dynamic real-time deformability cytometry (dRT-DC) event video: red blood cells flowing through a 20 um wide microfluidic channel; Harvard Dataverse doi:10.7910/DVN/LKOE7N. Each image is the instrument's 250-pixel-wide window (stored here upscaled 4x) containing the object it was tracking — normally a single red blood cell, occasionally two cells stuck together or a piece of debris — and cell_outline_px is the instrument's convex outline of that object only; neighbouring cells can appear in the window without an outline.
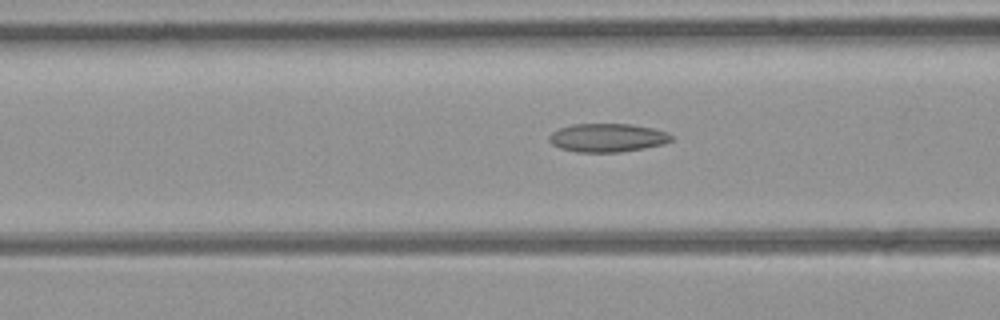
{"species": "common noctule bat (a hibernating species)", "species_latin": "Nyctalus noctula", "temperature_condition": "room temperature", "stored_images_in_passage": 5, "camera_frame_rate_fps": 3000, "um_per_image_px": 0.085, "animal": {"sex": "female", "body_mass_g": 21.9}, "frame": {"image": 1, "passage_image": 4, "time_ms": 1.0, "image_size_px": [1000, 320], "cell_outline_px": [[672, 140], [664, 144], [644, 148], [620, 152], [576, 152], [560, 148], [552, 144], [548, 140], [548, 136], [552, 132], [560, 128], [572, 124], [632, 124], [652, 128], [668, 132], [672, 136]], "centroid_in_image_um": [51.62, 11.71], "position_along_channel_um": 115.0, "area_um2": 20.35}}